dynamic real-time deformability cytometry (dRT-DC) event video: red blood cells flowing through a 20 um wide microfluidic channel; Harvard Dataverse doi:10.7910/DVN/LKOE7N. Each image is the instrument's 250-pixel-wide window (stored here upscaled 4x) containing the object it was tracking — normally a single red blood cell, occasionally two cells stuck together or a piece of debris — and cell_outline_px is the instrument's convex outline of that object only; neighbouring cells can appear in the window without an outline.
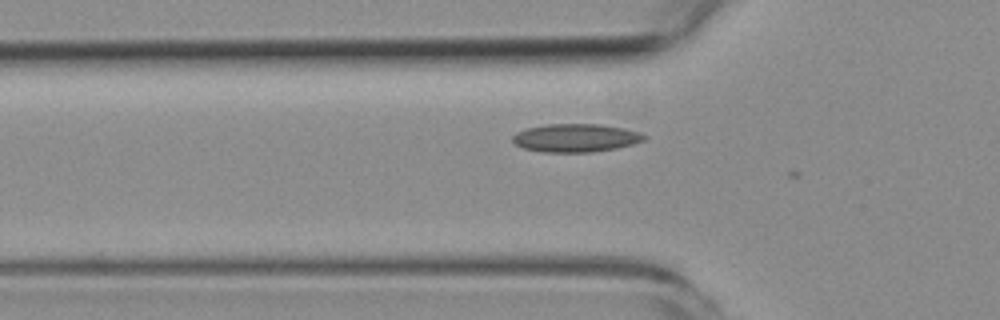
{"species": "common noctule bat (a hibernating species)", "species_latin": "Nyctalus noctula", "temperature_condition": "room temperature", "stored_images_in_passage": 3, "segment_of_instrument_passage": [2, 2], "camera_frame_rate_fps": 3000, "um_per_image_px": 0.085, "animal": {"sex": "female", "body_mass_g": 19.3, "forearm_length_mm": 54.1}, "frame": {"image": 1, "passage_image": 3, "time_ms": 2.333, "image_size_px": [1000, 320], "cell_outline_px": [[648, 136], [644, 140], [632, 144], [616, 148], [592, 152], [540, 152], [524, 148], [516, 144], [512, 140], [512, 136], [516, 132], [528, 128], [548, 124], [600, 124], [624, 128], [640, 132]], "centroid_in_image_um": [48.95, 11.72], "position_along_channel_um": 76.9, "area_um2": 21.62}}